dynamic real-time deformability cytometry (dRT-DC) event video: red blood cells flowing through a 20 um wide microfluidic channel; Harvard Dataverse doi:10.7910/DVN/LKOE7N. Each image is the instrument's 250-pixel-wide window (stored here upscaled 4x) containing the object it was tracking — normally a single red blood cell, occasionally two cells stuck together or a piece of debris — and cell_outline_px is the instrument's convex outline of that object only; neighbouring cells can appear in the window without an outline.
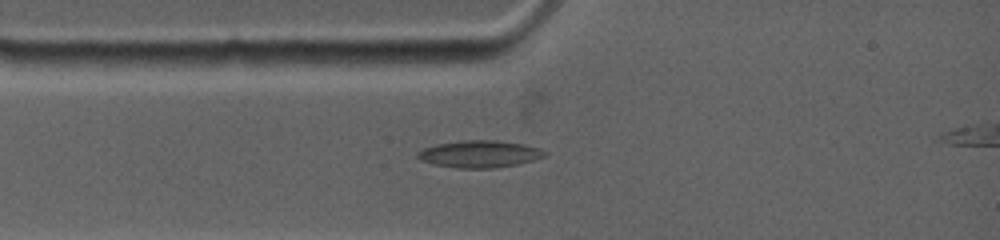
{"species": "common noctule bat (a hibernating species)", "species_latin": "Nyctalus noctula", "temperature_condition": "warm", "stored_images_in_passage": 2, "camera_frame_rate_fps": 4500, "um_per_image_px": 0.085, "animal": {"sex": "female", "body_mass_g": 19.0, "forearm_length_mm": 53.3}, "frame": {"image": 1, "passage_image": 2, "time_ms": 1.111, "image_size_px": [1000, 240], "cell_outline_px": [[548, 156], [516, 164], [496, 168], [456, 168], [432, 164], [420, 160], [416, 156], [416, 152], [424, 148], [436, 144], [464, 140], [496, 140], [524, 144], [548, 152]], "centroid_in_image_um": [40.74, 13.09], "position_along_channel_um": 44.3, "area_um2": 20.11}}